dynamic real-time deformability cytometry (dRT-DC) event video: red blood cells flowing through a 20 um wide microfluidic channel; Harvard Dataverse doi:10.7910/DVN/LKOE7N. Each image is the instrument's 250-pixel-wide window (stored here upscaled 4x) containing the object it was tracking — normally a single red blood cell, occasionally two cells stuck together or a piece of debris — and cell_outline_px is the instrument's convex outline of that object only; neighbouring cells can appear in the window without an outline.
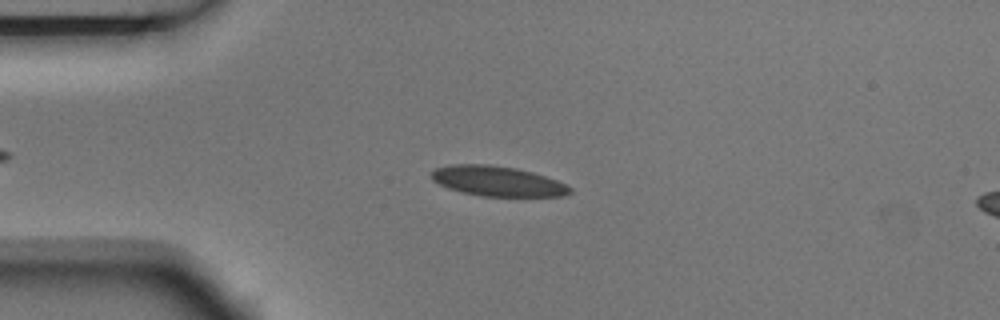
{"species": "Egyptian fruit bat (a non-hibernating species)", "species_latin": "Rousettus aegyptiacus", "temperature_condition": "room temperature", "stored_images_in_passage": 5, "segment_of_instrument_passage": [1, 2], "camera_frame_rate_fps": 3000, "um_per_image_px": 0.085, "animal": {"sex": "male"}, "frame": {"image": 1, "passage_image": 4, "time_ms": 1.0, "image_size_px": [1000, 320], "cell_outline_px": [[572, 192], [564, 196], [480, 196], [460, 192], [448, 188], [432, 180], [432, 172], [436, 168], [452, 164], [488, 164], [516, 168], [532, 172], [556, 180], [572, 188]], "centroid_in_image_um": [42.28, 15.4], "position_along_channel_um": 42.7, "area_um2": 24.16}}